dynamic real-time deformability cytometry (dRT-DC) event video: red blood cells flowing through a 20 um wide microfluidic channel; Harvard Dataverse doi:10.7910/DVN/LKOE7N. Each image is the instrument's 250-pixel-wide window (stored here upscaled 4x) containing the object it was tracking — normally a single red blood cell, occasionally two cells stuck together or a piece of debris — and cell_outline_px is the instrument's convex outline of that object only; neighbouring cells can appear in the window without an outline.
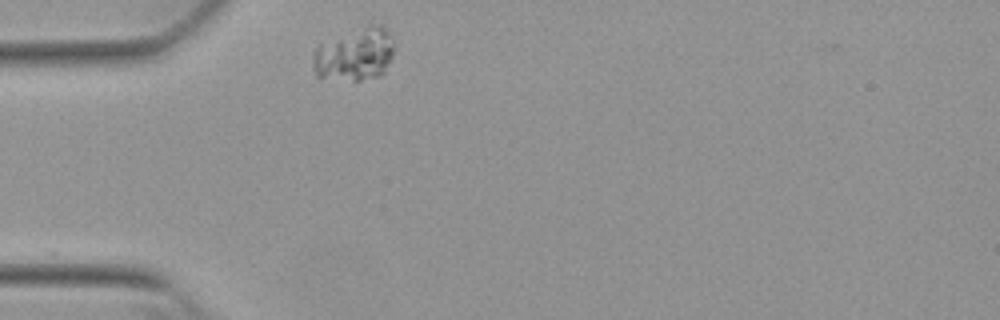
{"species": "Egyptian fruit bat (a non-hibernating species)", "species_latin": "Rousettus aegyptiacus", "temperature_condition": "warm", "stored_images_in_passage": 19, "camera_frame_rate_fps": 3000, "um_per_image_px": 0.085, "animal": {"sex": "female"}, "frame": {"image": 1, "passage_image": 1, "time_ms": 0.0, "image_size_px": [1000, 320], "cell_outline_px": [[392, 56], [384, 72], [380, 76], [360, 80], [352, 80], [316, 76], [312, 68], [312, 60], [316, 44], [368, 24], [384, 24], [388, 32], [392, 44]], "centroid_in_image_um": [30.11, 4.6], "position_along_channel_um": 54.9, "area_um2": 25.14}}
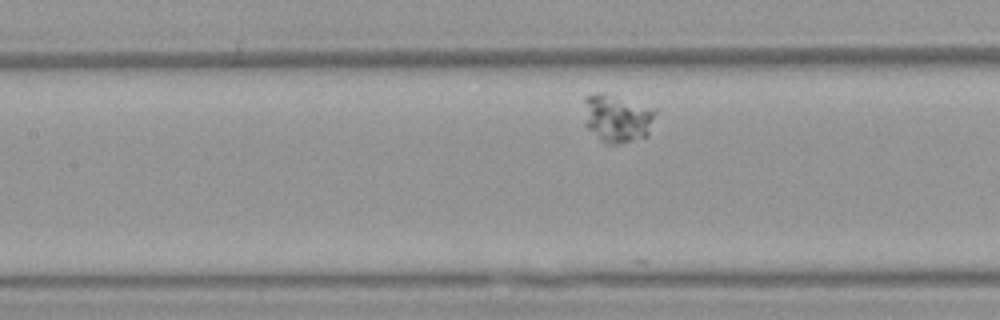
{"frame": {"image": 2, "passage_image": 11, "time_ms": 3.333, "image_size_px": [1000, 320], "cell_outline_px": [[656, 112], [648, 136], [620, 144], [604, 144], [584, 124], [584, 96], [596, 92], [600, 92], [656, 108]], "centroid_in_image_um": [52.44, 10.06], "position_along_channel_um": 155.0, "area_um2": 20.23}}
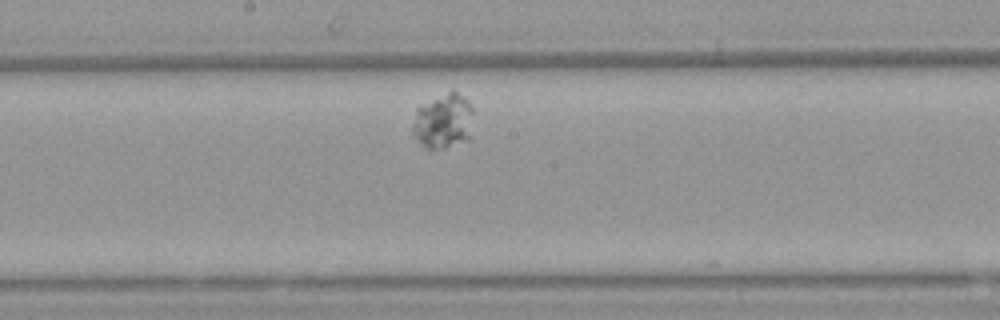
{"frame": {"image": 3, "passage_image": 16, "time_ms": 5.0, "image_size_px": [1000, 320], "cell_outline_px": [[472, 136], [468, 140], [444, 148], [424, 148], [420, 144], [412, 132], [412, 124], [416, 108], [420, 104], [452, 88], [464, 96], [468, 100], [472, 108]], "centroid_in_image_um": [37.68, 10.26], "position_along_channel_um": 210.5, "area_um2": 20.11}}